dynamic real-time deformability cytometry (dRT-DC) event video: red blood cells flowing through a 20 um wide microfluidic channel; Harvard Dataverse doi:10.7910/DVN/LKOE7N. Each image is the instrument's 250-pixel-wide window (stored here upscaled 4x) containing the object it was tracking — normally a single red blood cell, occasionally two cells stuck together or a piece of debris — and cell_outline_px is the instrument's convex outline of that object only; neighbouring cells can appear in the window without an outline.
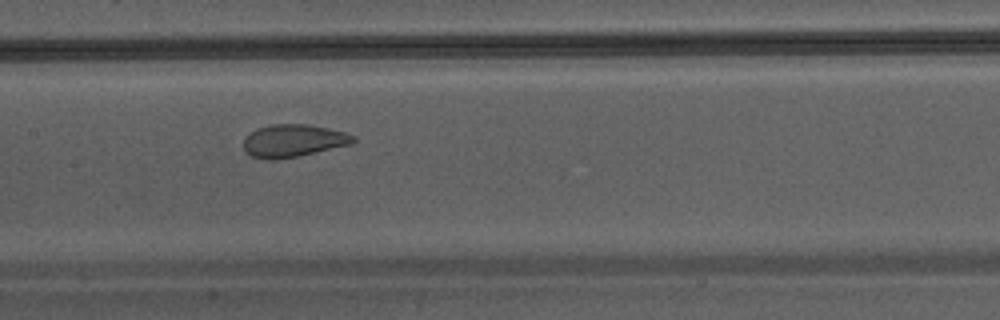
{"species": "Egyptian fruit bat (a non-hibernating species)", "species_latin": "Rousettus aegyptiacus", "temperature_condition": "warm", "stored_images_in_passage": 26, "camera_frame_rate_fps": 3000, "um_per_image_px": 0.085, "animal": {"sex": "male"}, "frame": {"image": 1, "passage_image": 8, "time_ms": 2.333, "image_size_px": [1000, 320], "cell_outline_px": [[356, 140], [352, 144], [296, 156], [276, 160], [264, 160], [252, 156], [244, 152], [244, 140], [256, 128], [272, 124], [308, 124], [328, 128], [344, 132], [356, 136]], "centroid_in_image_um": [24.92, 11.96], "position_along_channel_um": 182.5, "area_um2": 20.81}}
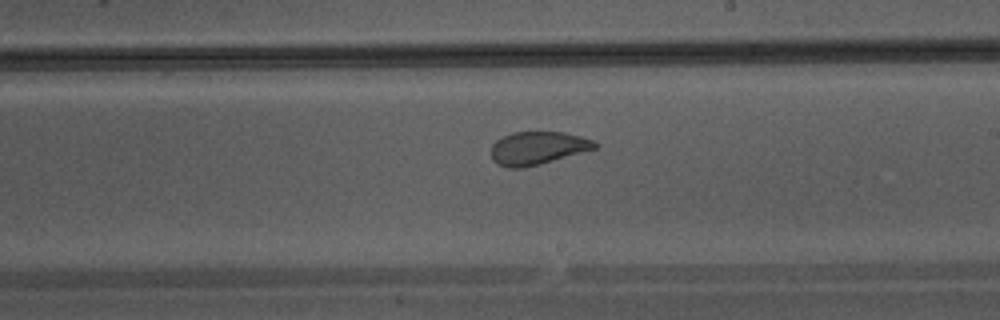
{"frame": {"image": 2, "passage_image": 12, "time_ms": 3.667, "image_size_px": [1000, 320], "cell_outline_px": [[596, 148], [540, 164], [520, 168], [508, 168], [496, 164], [492, 160], [492, 144], [496, 140], [512, 132], [564, 132], [580, 136], [592, 140], [596, 144]], "centroid_in_image_um": [45.65, 12.59], "position_along_channel_um": 243.3, "area_um2": 19.77}}